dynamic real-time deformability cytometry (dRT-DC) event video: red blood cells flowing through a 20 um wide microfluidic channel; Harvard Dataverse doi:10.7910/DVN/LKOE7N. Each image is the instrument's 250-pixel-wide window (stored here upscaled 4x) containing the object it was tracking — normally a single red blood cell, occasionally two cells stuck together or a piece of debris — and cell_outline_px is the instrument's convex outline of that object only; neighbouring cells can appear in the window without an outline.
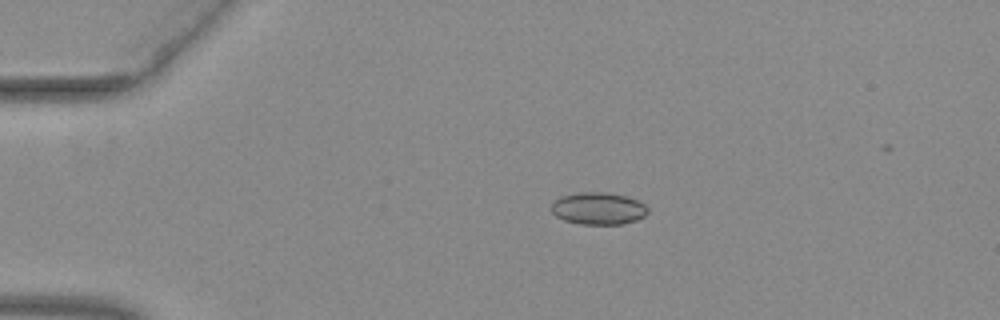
{"species": "common noctule bat (a hibernating species)", "species_latin": "Nyctalus noctula", "temperature_condition": "warm", "stored_images_in_passage": 48, "camera_frame_rate_fps": 3000, "um_per_image_px": 0.085, "animal": {"sex": "female", "body_mass_g": 29.2, "forearm_length_mm": 56.3}, "frame": {"image": 1, "passage_image": 7, "time_ms": 2.0, "image_size_px": [1000, 320], "cell_outline_px": [[648, 212], [644, 216], [636, 220], [620, 224], [580, 224], [564, 220], [556, 216], [552, 212], [552, 200], [560, 196], [580, 192], [604, 192], [628, 196], [644, 204], [648, 208]], "centroid_in_image_um": [50.84, 17.71], "position_along_channel_um": 34.2, "area_um2": 18.15}}
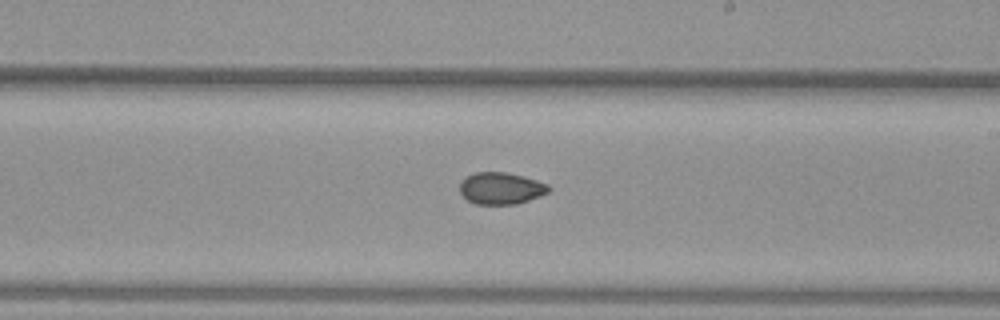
{"frame": {"image": 2, "passage_image": 27, "time_ms": 8.667, "image_size_px": [1000, 320], "cell_outline_px": [[552, 188], [548, 192], [540, 196], [516, 204], [476, 204], [468, 200], [460, 192], [460, 180], [476, 172], [508, 172], [524, 176], [548, 184]], "centroid_in_image_um": [42.6, 16.0], "position_along_channel_um": 246.4, "area_um2": 16.53}}
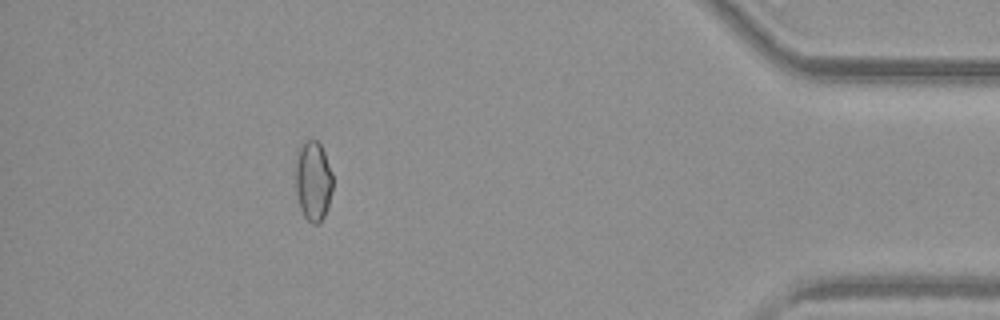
{"frame": {"image": 3, "passage_image": 43, "time_ms": 14.0, "image_size_px": [1000, 320], "cell_outline_px": [[332, 188], [328, 208], [320, 224], [312, 224], [304, 216], [300, 208], [296, 192], [296, 152], [304, 140], [316, 140], [320, 144], [324, 152], [332, 172]], "centroid_in_image_um": [26.61, 15.38], "position_along_channel_um": 408.6, "area_um2": 17.46}, "authors_computed_cell_mechanics": {"area_um2": 17.051, "velocity_mm_per_s": 3.9882, "shape_relaxation_time_tau1_ms": null, "shape_relaxation_time_tau2_ms": 3.4339, "deformation_change_tau1": null, "deformation_change_tau2": 0.0572}}